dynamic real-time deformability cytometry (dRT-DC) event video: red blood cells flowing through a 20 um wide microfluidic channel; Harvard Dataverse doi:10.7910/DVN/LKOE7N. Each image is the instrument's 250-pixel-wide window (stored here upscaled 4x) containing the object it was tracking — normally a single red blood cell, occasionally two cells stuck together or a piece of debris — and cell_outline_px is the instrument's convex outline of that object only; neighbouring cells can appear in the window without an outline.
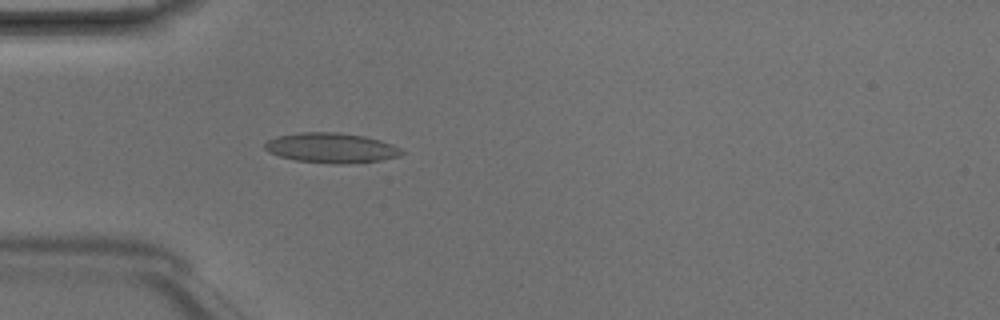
{"species": "Egyptian fruit bat (a non-hibernating species)", "species_latin": "Rousettus aegyptiacus", "temperature_condition": "room temperature", "stored_images_in_passage": 3, "camera_frame_rate_fps": 3000, "um_per_image_px": 0.085, "animal": {"sex": "male"}, "frame": {"image": 1, "passage_image": 3, "time_ms": 0.667, "image_size_px": [1000, 320], "cell_outline_px": [[404, 152], [400, 156], [380, 160], [348, 164], [336, 164], [296, 160], [280, 156], [268, 152], [264, 148], [264, 144], [268, 140], [276, 136], [300, 132], [336, 132], [364, 136], [380, 140], [392, 144], [400, 148]], "centroid_in_image_um": [28.15, 12.57], "position_along_channel_um": 56.8, "area_um2": 23.93}}